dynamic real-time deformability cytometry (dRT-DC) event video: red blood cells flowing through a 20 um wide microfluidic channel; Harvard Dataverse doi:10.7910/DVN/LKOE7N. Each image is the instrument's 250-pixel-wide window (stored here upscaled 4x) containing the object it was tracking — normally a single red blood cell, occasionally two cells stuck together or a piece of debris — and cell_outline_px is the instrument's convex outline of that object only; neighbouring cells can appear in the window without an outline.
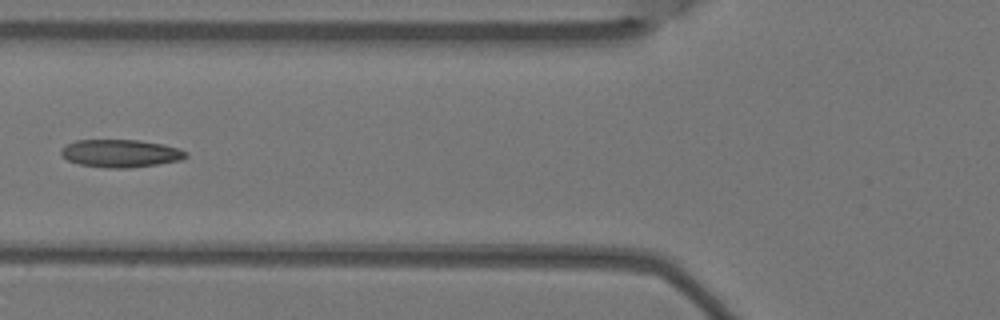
{"species": "Egyptian fruit bat (a non-hibernating species)", "species_latin": "Rousettus aegyptiacus", "temperature_condition": "warm", "stored_images_in_passage": 7, "camera_frame_rate_fps": 3000, "um_per_image_px": 0.085, "animal": {"sex": "female"}, "frame": {"image": 1, "passage_image": 6, "time_ms": 1.667, "image_size_px": [1000, 320], "cell_outline_px": [[188, 156], [180, 160], [132, 168], [104, 168], [80, 164], [68, 160], [60, 156], [60, 148], [76, 140], [140, 140], [164, 144], [180, 148], [188, 152]], "centroid_in_image_um": [10.25, 13.03], "position_along_channel_um": 115.5, "area_um2": 20.4}}
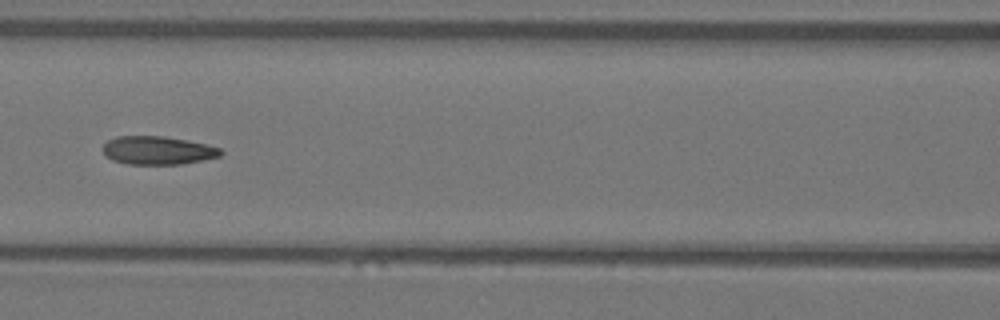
{"frame": {"image": 2, "passage_image": 7, "time_ms": 2.0, "image_size_px": [1000, 320], "cell_outline_px": [[224, 152], [220, 156], [204, 160], [180, 164], [128, 164], [112, 160], [104, 152], [104, 144], [108, 140], [116, 136], [164, 136], [204, 144], [220, 148]], "centroid_in_image_um": [13.41, 12.78], "position_along_channel_um": 153.2, "area_um2": 19.25}}